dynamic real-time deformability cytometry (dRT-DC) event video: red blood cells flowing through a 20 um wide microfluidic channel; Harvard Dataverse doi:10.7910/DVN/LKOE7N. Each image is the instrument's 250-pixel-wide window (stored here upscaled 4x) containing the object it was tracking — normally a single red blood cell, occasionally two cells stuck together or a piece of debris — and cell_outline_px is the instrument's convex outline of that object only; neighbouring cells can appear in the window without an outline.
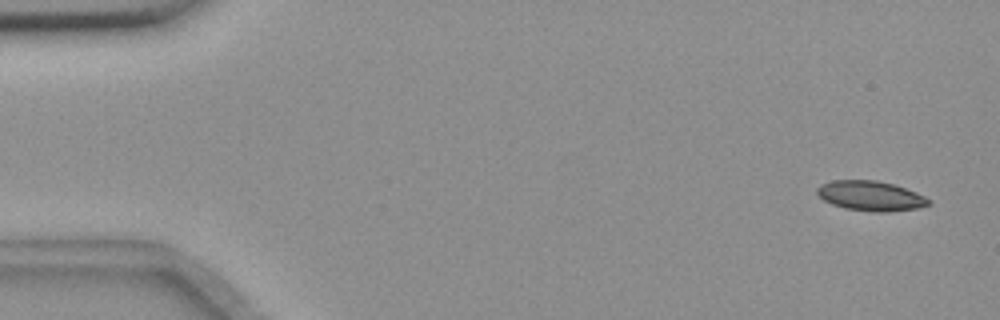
{"species": "common noctule bat (a hibernating species)", "species_latin": "Nyctalus noctula", "temperature_condition": "room temperature", "stored_images_in_passage": 56, "camera_frame_rate_fps": 3000, "um_per_image_px": 0.085, "animal": {"sex": "female", "body_mass_g": 18.4}, "frame": {"image": 1, "passage_image": 3, "time_ms": 0.667, "image_size_px": [1000, 320], "cell_outline_px": [[932, 204], [916, 208], [888, 212], [872, 212], [844, 208], [832, 204], [824, 200], [816, 192], [816, 188], [820, 184], [832, 180], [876, 180], [892, 184], [916, 192], [932, 200]], "centroid_in_image_um": [74.0, 16.65], "position_along_channel_um": 11.0, "area_um2": 19.48}}
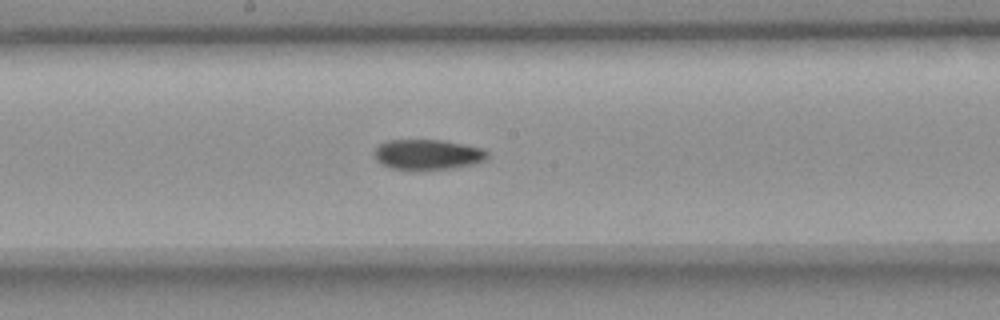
{"frame": {"image": 2, "passage_image": 30, "time_ms": 9.667, "image_size_px": [1000, 320], "cell_outline_px": [[488, 160], [472, 164], [452, 168], [420, 172], [412, 172], [392, 168], [376, 160], [376, 148], [380, 144], [388, 140], [444, 140], [484, 148], [488, 152]], "centroid_in_image_um": [36.4, 13.16], "position_along_channel_um": 211.8, "area_um2": 20.46}}
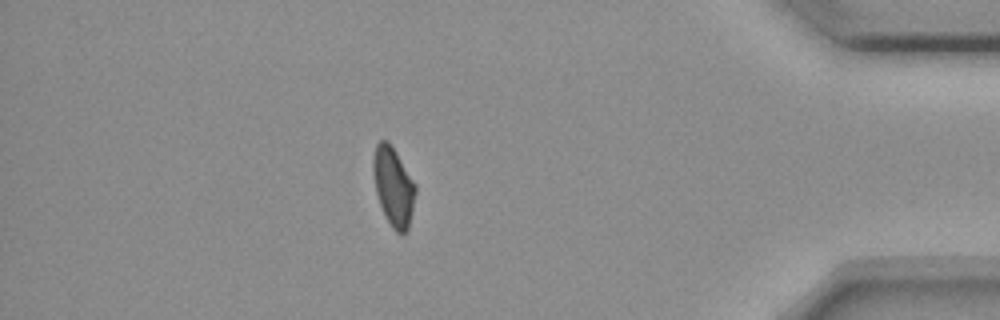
{"frame": {"image": 3, "passage_image": 49, "time_ms": 16.0, "image_size_px": [1000, 320], "cell_outline_px": [[416, 192], [408, 228], [400, 236], [392, 228], [384, 216], [376, 192], [372, 172], [372, 156], [376, 144], [380, 140], [388, 140], [396, 152], [416, 184]], "centroid_in_image_um": [33.42, 15.84], "position_along_channel_um": 401.8, "area_um2": 19.59}, "authors_computed_cell_mechanics": {"area_um2": 19.8832, "velocity_mm_per_s": 3.6497, "shape_relaxation_time_tau1_ms": 10.4811, "shape_relaxation_time_tau2_ms": 8.2979, "deformation_change_tau1": 0.1806, "deformation_change_tau2": 0.1275}}